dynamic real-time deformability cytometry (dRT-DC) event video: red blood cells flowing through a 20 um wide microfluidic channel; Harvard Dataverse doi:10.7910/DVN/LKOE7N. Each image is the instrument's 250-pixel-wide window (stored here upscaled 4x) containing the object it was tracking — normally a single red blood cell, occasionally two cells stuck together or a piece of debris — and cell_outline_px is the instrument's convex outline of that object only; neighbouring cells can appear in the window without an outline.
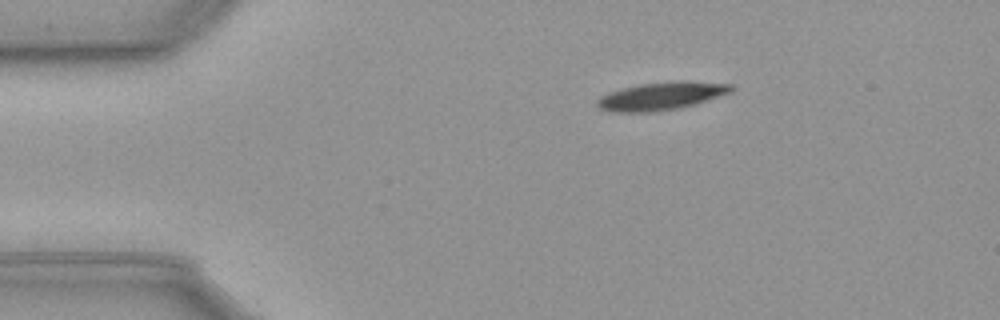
{"species": "common noctule bat (a hibernating species)", "species_latin": "Nyctalus noctula", "temperature_condition": "cold", "stored_images_in_passage": 48, "camera_frame_rate_fps": 3000, "um_per_image_px": 0.085, "animal": {"sex": "male", "body_mass_g": 23.1, "forearm_length_mm": 52.7}, "frame": {"image": 1, "passage_image": 1, "time_ms": 0.0, "image_size_px": [1000, 320], "cell_outline_px": [[736, 88], [732, 92], [696, 104], [680, 108], [648, 112], [612, 112], [600, 108], [596, 104], [596, 100], [600, 96], [608, 92], [620, 88], [640, 84], [672, 80], [688, 80], [732, 84]], "centroid_in_image_um": [56.24, 8.14], "position_along_channel_um": 28.8, "area_um2": 22.25}}
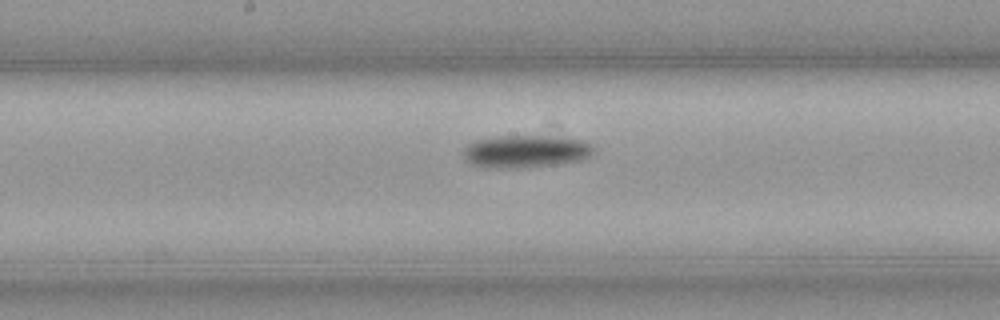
{"frame": {"image": 2, "passage_image": 20, "time_ms": 6.333, "image_size_px": [1000, 320], "cell_outline_px": [[592, 152], [588, 156], [576, 160], [552, 164], [516, 168], [508, 168], [472, 164], [464, 160], [464, 148], [468, 144], [476, 140], [500, 136], [536, 136], [584, 140], [592, 144]], "centroid_in_image_um": [44.63, 12.85], "position_along_channel_um": 203.6, "area_um2": 23.87}}
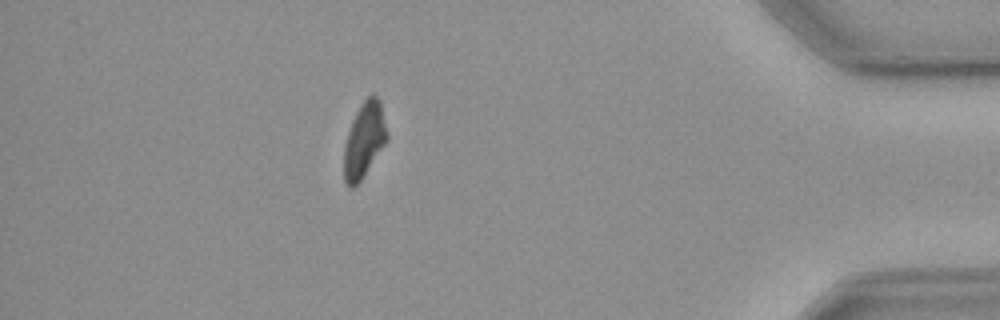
{"frame": {"image": 3, "passage_image": 41, "time_ms": 13.333, "image_size_px": [1000, 320], "cell_outline_px": [[388, 140], [360, 180], [352, 188], [348, 188], [344, 180], [344, 144], [352, 120], [360, 104], [372, 92], [380, 100], [388, 136]], "centroid_in_image_um": [30.95, 11.88], "position_along_channel_um": 404.2, "area_um2": 18.79}, "authors_computed_cell_mechanics": {"area_um2": 21.386, "velocity_mm_per_s": 3.6107, "shape_relaxation_time_tau1_ms": 2.07, "shape_relaxation_time_tau2_ms": null, "deformation_change_tau1": 0.1031, "deformation_change_tau2": null}}